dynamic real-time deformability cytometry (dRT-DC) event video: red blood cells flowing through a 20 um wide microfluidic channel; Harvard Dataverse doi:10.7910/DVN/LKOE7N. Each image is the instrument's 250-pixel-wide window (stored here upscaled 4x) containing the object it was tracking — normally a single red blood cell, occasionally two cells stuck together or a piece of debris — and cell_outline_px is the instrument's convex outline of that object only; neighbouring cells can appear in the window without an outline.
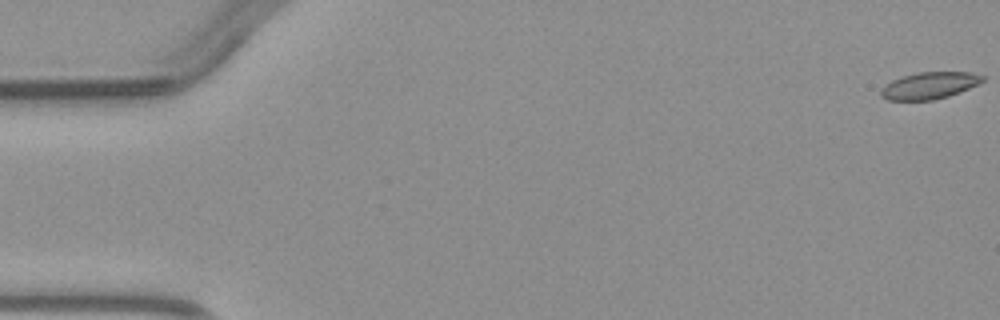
{"species": "common noctule bat (a hibernating species)", "species_latin": "Nyctalus noctula", "temperature_condition": "warm", "stored_images_in_passage": 5, "camera_frame_rate_fps": 3000, "um_per_image_px": 0.085, "animal": {"sex": "male", "body_mass_g": 23.1, "forearm_length_mm": 52.7}, "frame": {"image": 1, "passage_image": 1, "time_ms": 0.0, "image_size_px": [1000, 320], "cell_outline_px": [[984, 80], [968, 88], [948, 96], [932, 100], [888, 100], [880, 96], [880, 92], [884, 84], [900, 76], [916, 72], [972, 72], [984, 76]], "centroid_in_image_um": [78.94, 7.26], "position_along_channel_um": 6.1, "area_um2": 15.9}}
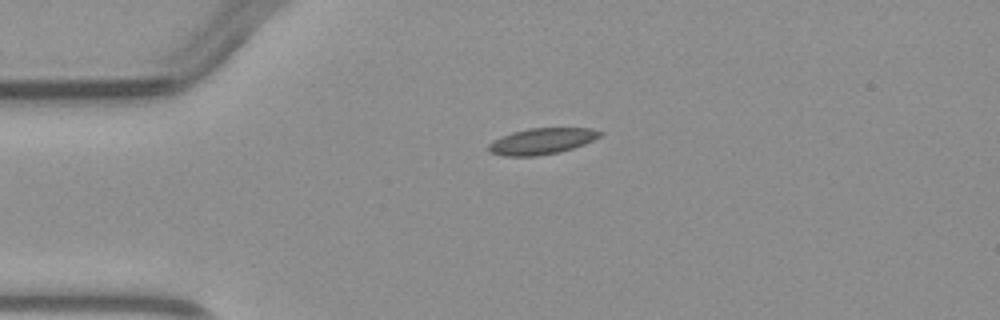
{"frame": {"image": 2, "passage_image": 4, "time_ms": 3.667, "image_size_px": [1000, 320], "cell_outline_px": [[604, 132], [600, 136], [584, 144], [572, 148], [556, 152], [536, 156], [504, 156], [488, 152], [488, 144], [492, 140], [500, 136], [512, 132], [528, 128], [592, 128]], "centroid_in_image_um": [46.0, 11.99], "position_along_channel_um": 39.0, "area_um2": 16.99}}